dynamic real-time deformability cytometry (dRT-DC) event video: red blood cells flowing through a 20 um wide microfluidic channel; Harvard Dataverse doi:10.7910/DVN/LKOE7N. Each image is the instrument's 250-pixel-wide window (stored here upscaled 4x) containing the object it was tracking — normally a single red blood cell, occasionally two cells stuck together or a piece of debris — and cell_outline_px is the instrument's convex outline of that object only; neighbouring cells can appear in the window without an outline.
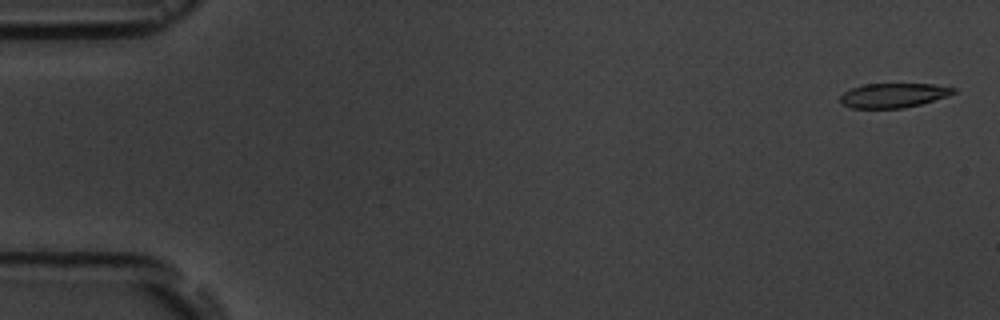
{"species": "common noctule bat (a hibernating species)", "species_latin": "Nyctalus noctula", "temperature_condition": "room temperature", "stored_images_in_passage": 3, "camera_frame_rate_fps": 3000, "um_per_image_px": 0.085, "animal": {"sex": "male", "body_mass_g": 19.5, "forearm_length_mm": 54.6}, "frame": {"image": 1, "passage_image": 1, "time_ms": 0.0, "image_size_px": [1000, 320], "cell_outline_px": [[956, 92], [948, 96], [920, 104], [904, 108], [852, 108], [840, 104], [840, 96], [844, 92], [852, 88], [864, 84], [932, 84], [956, 88]], "centroid_in_image_um": [75.93, 8.11], "position_along_channel_um": 9.1, "area_um2": 16.13}}